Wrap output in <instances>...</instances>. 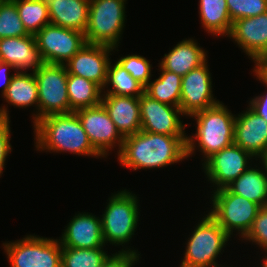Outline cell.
I'll use <instances>...</instances> for the list:
<instances>
[{
  "mask_svg": "<svg viewBox=\"0 0 267 267\" xmlns=\"http://www.w3.org/2000/svg\"><path fill=\"white\" fill-rule=\"evenodd\" d=\"M187 136H171L139 131L124 138L118 161L138 169L166 167L187 158Z\"/></svg>",
  "mask_w": 267,
  "mask_h": 267,
  "instance_id": "6da1fadb",
  "label": "cell"
},
{
  "mask_svg": "<svg viewBox=\"0 0 267 267\" xmlns=\"http://www.w3.org/2000/svg\"><path fill=\"white\" fill-rule=\"evenodd\" d=\"M33 126L37 151H68L77 155L102 157L89 142L75 112L48 115L39 119Z\"/></svg>",
  "mask_w": 267,
  "mask_h": 267,
  "instance_id": "7a4b0ae2",
  "label": "cell"
},
{
  "mask_svg": "<svg viewBox=\"0 0 267 267\" xmlns=\"http://www.w3.org/2000/svg\"><path fill=\"white\" fill-rule=\"evenodd\" d=\"M234 116L222 102L190 115V118H195L197 129L196 134L192 135L194 137L187 136V158L195 153L197 144L199 151L203 153L204 162L223 148L232 145Z\"/></svg>",
  "mask_w": 267,
  "mask_h": 267,
  "instance_id": "3957f363",
  "label": "cell"
},
{
  "mask_svg": "<svg viewBox=\"0 0 267 267\" xmlns=\"http://www.w3.org/2000/svg\"><path fill=\"white\" fill-rule=\"evenodd\" d=\"M138 197L126 189L114 193L101 216L104 242L122 247L136 232L139 219ZM124 244V245H123Z\"/></svg>",
  "mask_w": 267,
  "mask_h": 267,
  "instance_id": "277c9868",
  "label": "cell"
},
{
  "mask_svg": "<svg viewBox=\"0 0 267 267\" xmlns=\"http://www.w3.org/2000/svg\"><path fill=\"white\" fill-rule=\"evenodd\" d=\"M127 0H90L85 40L117 48L125 26Z\"/></svg>",
  "mask_w": 267,
  "mask_h": 267,
  "instance_id": "5b68a950",
  "label": "cell"
},
{
  "mask_svg": "<svg viewBox=\"0 0 267 267\" xmlns=\"http://www.w3.org/2000/svg\"><path fill=\"white\" fill-rule=\"evenodd\" d=\"M231 237L209 215L203 216L196 225L187 246L180 267H212L215 260Z\"/></svg>",
  "mask_w": 267,
  "mask_h": 267,
  "instance_id": "8992f818",
  "label": "cell"
},
{
  "mask_svg": "<svg viewBox=\"0 0 267 267\" xmlns=\"http://www.w3.org/2000/svg\"><path fill=\"white\" fill-rule=\"evenodd\" d=\"M212 208L209 215L231 237L233 231H238L243 238L250 230L259 209L258 204L245 197L232 193L227 187L213 191Z\"/></svg>",
  "mask_w": 267,
  "mask_h": 267,
  "instance_id": "52a82bcc",
  "label": "cell"
},
{
  "mask_svg": "<svg viewBox=\"0 0 267 267\" xmlns=\"http://www.w3.org/2000/svg\"><path fill=\"white\" fill-rule=\"evenodd\" d=\"M34 76L38 87V111L33 114V124L48 115L70 113L65 65L44 63Z\"/></svg>",
  "mask_w": 267,
  "mask_h": 267,
  "instance_id": "ba28073f",
  "label": "cell"
},
{
  "mask_svg": "<svg viewBox=\"0 0 267 267\" xmlns=\"http://www.w3.org/2000/svg\"><path fill=\"white\" fill-rule=\"evenodd\" d=\"M11 267H61L62 246L58 239L27 235L3 243Z\"/></svg>",
  "mask_w": 267,
  "mask_h": 267,
  "instance_id": "9c48e42d",
  "label": "cell"
},
{
  "mask_svg": "<svg viewBox=\"0 0 267 267\" xmlns=\"http://www.w3.org/2000/svg\"><path fill=\"white\" fill-rule=\"evenodd\" d=\"M41 56L48 64H66L85 44V34L48 24L36 35Z\"/></svg>",
  "mask_w": 267,
  "mask_h": 267,
  "instance_id": "30bf717a",
  "label": "cell"
},
{
  "mask_svg": "<svg viewBox=\"0 0 267 267\" xmlns=\"http://www.w3.org/2000/svg\"><path fill=\"white\" fill-rule=\"evenodd\" d=\"M75 113L87 133L89 142L102 157L106 158L108 152L116 146H119L117 151L119 153L124 137L110 119L109 113L102 103L79 109Z\"/></svg>",
  "mask_w": 267,
  "mask_h": 267,
  "instance_id": "8fae6325",
  "label": "cell"
},
{
  "mask_svg": "<svg viewBox=\"0 0 267 267\" xmlns=\"http://www.w3.org/2000/svg\"><path fill=\"white\" fill-rule=\"evenodd\" d=\"M252 158L250 153L233 143L203 162L207 180L215 186L213 191L226 188L242 175L250 167Z\"/></svg>",
  "mask_w": 267,
  "mask_h": 267,
  "instance_id": "7c38bea8",
  "label": "cell"
},
{
  "mask_svg": "<svg viewBox=\"0 0 267 267\" xmlns=\"http://www.w3.org/2000/svg\"><path fill=\"white\" fill-rule=\"evenodd\" d=\"M141 131L171 136H188L185 133L186 124L183 125L180 116L184 114L181 109L161 103L145 92L139 97Z\"/></svg>",
  "mask_w": 267,
  "mask_h": 267,
  "instance_id": "4fadbf2b",
  "label": "cell"
},
{
  "mask_svg": "<svg viewBox=\"0 0 267 267\" xmlns=\"http://www.w3.org/2000/svg\"><path fill=\"white\" fill-rule=\"evenodd\" d=\"M207 61L182 76L180 106L184 116L210 108L220 101L212 94V79Z\"/></svg>",
  "mask_w": 267,
  "mask_h": 267,
  "instance_id": "5bb4252c",
  "label": "cell"
},
{
  "mask_svg": "<svg viewBox=\"0 0 267 267\" xmlns=\"http://www.w3.org/2000/svg\"><path fill=\"white\" fill-rule=\"evenodd\" d=\"M113 50L116 49L106 45L86 43L64 65L68 74L90 80L104 90L107 80V68L110 62L109 56Z\"/></svg>",
  "mask_w": 267,
  "mask_h": 267,
  "instance_id": "9a60e30c",
  "label": "cell"
},
{
  "mask_svg": "<svg viewBox=\"0 0 267 267\" xmlns=\"http://www.w3.org/2000/svg\"><path fill=\"white\" fill-rule=\"evenodd\" d=\"M254 63L267 60V12L232 22L228 35Z\"/></svg>",
  "mask_w": 267,
  "mask_h": 267,
  "instance_id": "2e32d148",
  "label": "cell"
},
{
  "mask_svg": "<svg viewBox=\"0 0 267 267\" xmlns=\"http://www.w3.org/2000/svg\"><path fill=\"white\" fill-rule=\"evenodd\" d=\"M234 144L250 153L255 160H260L267 152V121L250 107L235 116Z\"/></svg>",
  "mask_w": 267,
  "mask_h": 267,
  "instance_id": "e0dca14e",
  "label": "cell"
},
{
  "mask_svg": "<svg viewBox=\"0 0 267 267\" xmlns=\"http://www.w3.org/2000/svg\"><path fill=\"white\" fill-rule=\"evenodd\" d=\"M0 61L15 68V72H36L45 62L38 49L35 35L0 39Z\"/></svg>",
  "mask_w": 267,
  "mask_h": 267,
  "instance_id": "ac0fdd59",
  "label": "cell"
},
{
  "mask_svg": "<svg viewBox=\"0 0 267 267\" xmlns=\"http://www.w3.org/2000/svg\"><path fill=\"white\" fill-rule=\"evenodd\" d=\"M62 238L58 239L62 247L92 249L105 247L101 218L82 212L76 214L65 227Z\"/></svg>",
  "mask_w": 267,
  "mask_h": 267,
  "instance_id": "d6986e66",
  "label": "cell"
},
{
  "mask_svg": "<svg viewBox=\"0 0 267 267\" xmlns=\"http://www.w3.org/2000/svg\"><path fill=\"white\" fill-rule=\"evenodd\" d=\"M101 103L124 138L141 131L139 97L103 94Z\"/></svg>",
  "mask_w": 267,
  "mask_h": 267,
  "instance_id": "ffe728a7",
  "label": "cell"
},
{
  "mask_svg": "<svg viewBox=\"0 0 267 267\" xmlns=\"http://www.w3.org/2000/svg\"><path fill=\"white\" fill-rule=\"evenodd\" d=\"M50 24L85 33L90 0H47Z\"/></svg>",
  "mask_w": 267,
  "mask_h": 267,
  "instance_id": "44dd1931",
  "label": "cell"
},
{
  "mask_svg": "<svg viewBox=\"0 0 267 267\" xmlns=\"http://www.w3.org/2000/svg\"><path fill=\"white\" fill-rule=\"evenodd\" d=\"M207 61V54L193 39L178 42L159 63L167 71L185 76L191 70Z\"/></svg>",
  "mask_w": 267,
  "mask_h": 267,
  "instance_id": "7402d4cb",
  "label": "cell"
},
{
  "mask_svg": "<svg viewBox=\"0 0 267 267\" xmlns=\"http://www.w3.org/2000/svg\"><path fill=\"white\" fill-rule=\"evenodd\" d=\"M257 166L249 167L242 175L227 186L234 194L245 197L260 207L267 206V173Z\"/></svg>",
  "mask_w": 267,
  "mask_h": 267,
  "instance_id": "603a6c76",
  "label": "cell"
},
{
  "mask_svg": "<svg viewBox=\"0 0 267 267\" xmlns=\"http://www.w3.org/2000/svg\"><path fill=\"white\" fill-rule=\"evenodd\" d=\"M199 14L201 24L208 33L228 37L232 21L226 0H199Z\"/></svg>",
  "mask_w": 267,
  "mask_h": 267,
  "instance_id": "cb8c5ba5",
  "label": "cell"
},
{
  "mask_svg": "<svg viewBox=\"0 0 267 267\" xmlns=\"http://www.w3.org/2000/svg\"><path fill=\"white\" fill-rule=\"evenodd\" d=\"M67 93L71 113L79 109L99 105L102 101L103 89L90 80L68 74Z\"/></svg>",
  "mask_w": 267,
  "mask_h": 267,
  "instance_id": "d4e9b609",
  "label": "cell"
},
{
  "mask_svg": "<svg viewBox=\"0 0 267 267\" xmlns=\"http://www.w3.org/2000/svg\"><path fill=\"white\" fill-rule=\"evenodd\" d=\"M3 98L8 104L20 108L35 104L38 110V87L34 73L15 72Z\"/></svg>",
  "mask_w": 267,
  "mask_h": 267,
  "instance_id": "484cf974",
  "label": "cell"
},
{
  "mask_svg": "<svg viewBox=\"0 0 267 267\" xmlns=\"http://www.w3.org/2000/svg\"><path fill=\"white\" fill-rule=\"evenodd\" d=\"M160 76L154 81H149L144 92L151 98L171 106H180L182 76L164 70L159 65Z\"/></svg>",
  "mask_w": 267,
  "mask_h": 267,
  "instance_id": "4316f807",
  "label": "cell"
},
{
  "mask_svg": "<svg viewBox=\"0 0 267 267\" xmlns=\"http://www.w3.org/2000/svg\"><path fill=\"white\" fill-rule=\"evenodd\" d=\"M109 62L107 68V80L105 87L109 89L103 94L140 97L144 93V86L134 79L117 61L115 64Z\"/></svg>",
  "mask_w": 267,
  "mask_h": 267,
  "instance_id": "83f0119b",
  "label": "cell"
},
{
  "mask_svg": "<svg viewBox=\"0 0 267 267\" xmlns=\"http://www.w3.org/2000/svg\"><path fill=\"white\" fill-rule=\"evenodd\" d=\"M28 34L36 35L50 24L47 0H12Z\"/></svg>",
  "mask_w": 267,
  "mask_h": 267,
  "instance_id": "f1b7e54d",
  "label": "cell"
},
{
  "mask_svg": "<svg viewBox=\"0 0 267 267\" xmlns=\"http://www.w3.org/2000/svg\"><path fill=\"white\" fill-rule=\"evenodd\" d=\"M108 257L103 247L92 249L62 247L61 267H102Z\"/></svg>",
  "mask_w": 267,
  "mask_h": 267,
  "instance_id": "f546056e",
  "label": "cell"
},
{
  "mask_svg": "<svg viewBox=\"0 0 267 267\" xmlns=\"http://www.w3.org/2000/svg\"><path fill=\"white\" fill-rule=\"evenodd\" d=\"M29 35L20 19L16 4L12 0L0 1V39Z\"/></svg>",
  "mask_w": 267,
  "mask_h": 267,
  "instance_id": "4dcf8cb0",
  "label": "cell"
},
{
  "mask_svg": "<svg viewBox=\"0 0 267 267\" xmlns=\"http://www.w3.org/2000/svg\"><path fill=\"white\" fill-rule=\"evenodd\" d=\"M232 22L267 12V0H226Z\"/></svg>",
  "mask_w": 267,
  "mask_h": 267,
  "instance_id": "1f68e13d",
  "label": "cell"
},
{
  "mask_svg": "<svg viewBox=\"0 0 267 267\" xmlns=\"http://www.w3.org/2000/svg\"><path fill=\"white\" fill-rule=\"evenodd\" d=\"M117 62L144 87L151 80L152 64L145 57L138 54H129L121 57Z\"/></svg>",
  "mask_w": 267,
  "mask_h": 267,
  "instance_id": "d6a6232c",
  "label": "cell"
},
{
  "mask_svg": "<svg viewBox=\"0 0 267 267\" xmlns=\"http://www.w3.org/2000/svg\"><path fill=\"white\" fill-rule=\"evenodd\" d=\"M256 243L259 247L267 248V206L261 207L256 218L243 240Z\"/></svg>",
  "mask_w": 267,
  "mask_h": 267,
  "instance_id": "836d02e7",
  "label": "cell"
},
{
  "mask_svg": "<svg viewBox=\"0 0 267 267\" xmlns=\"http://www.w3.org/2000/svg\"><path fill=\"white\" fill-rule=\"evenodd\" d=\"M8 112L7 107H0V176L5 168L6 158L12 151V146L9 142L11 138V130Z\"/></svg>",
  "mask_w": 267,
  "mask_h": 267,
  "instance_id": "e575fe53",
  "label": "cell"
},
{
  "mask_svg": "<svg viewBox=\"0 0 267 267\" xmlns=\"http://www.w3.org/2000/svg\"><path fill=\"white\" fill-rule=\"evenodd\" d=\"M126 249L122 248L118 253L109 255L102 267H133L139 261L140 254L137 250H131L130 247Z\"/></svg>",
  "mask_w": 267,
  "mask_h": 267,
  "instance_id": "d590c367",
  "label": "cell"
},
{
  "mask_svg": "<svg viewBox=\"0 0 267 267\" xmlns=\"http://www.w3.org/2000/svg\"><path fill=\"white\" fill-rule=\"evenodd\" d=\"M253 72L257 79L267 87V80L255 68ZM249 107L267 121V93L251 99Z\"/></svg>",
  "mask_w": 267,
  "mask_h": 267,
  "instance_id": "8d00e7d4",
  "label": "cell"
},
{
  "mask_svg": "<svg viewBox=\"0 0 267 267\" xmlns=\"http://www.w3.org/2000/svg\"><path fill=\"white\" fill-rule=\"evenodd\" d=\"M9 69L15 70V68L8 64L0 61V86L2 85V97L5 95L9 84L11 83V79L14 74H8ZM8 70V71H7Z\"/></svg>",
  "mask_w": 267,
  "mask_h": 267,
  "instance_id": "74e56055",
  "label": "cell"
},
{
  "mask_svg": "<svg viewBox=\"0 0 267 267\" xmlns=\"http://www.w3.org/2000/svg\"><path fill=\"white\" fill-rule=\"evenodd\" d=\"M254 68L267 80V60H261Z\"/></svg>",
  "mask_w": 267,
  "mask_h": 267,
  "instance_id": "f35d334b",
  "label": "cell"
},
{
  "mask_svg": "<svg viewBox=\"0 0 267 267\" xmlns=\"http://www.w3.org/2000/svg\"><path fill=\"white\" fill-rule=\"evenodd\" d=\"M262 164L261 165H264V168L266 170V173H267V152L260 158Z\"/></svg>",
  "mask_w": 267,
  "mask_h": 267,
  "instance_id": "ab89813d",
  "label": "cell"
},
{
  "mask_svg": "<svg viewBox=\"0 0 267 267\" xmlns=\"http://www.w3.org/2000/svg\"><path fill=\"white\" fill-rule=\"evenodd\" d=\"M265 250V252H266V254H267V248L266 249H264ZM264 262L261 264L262 266L261 267H267V256H265V258L264 259H262Z\"/></svg>",
  "mask_w": 267,
  "mask_h": 267,
  "instance_id": "60d3db41",
  "label": "cell"
}]
</instances>
